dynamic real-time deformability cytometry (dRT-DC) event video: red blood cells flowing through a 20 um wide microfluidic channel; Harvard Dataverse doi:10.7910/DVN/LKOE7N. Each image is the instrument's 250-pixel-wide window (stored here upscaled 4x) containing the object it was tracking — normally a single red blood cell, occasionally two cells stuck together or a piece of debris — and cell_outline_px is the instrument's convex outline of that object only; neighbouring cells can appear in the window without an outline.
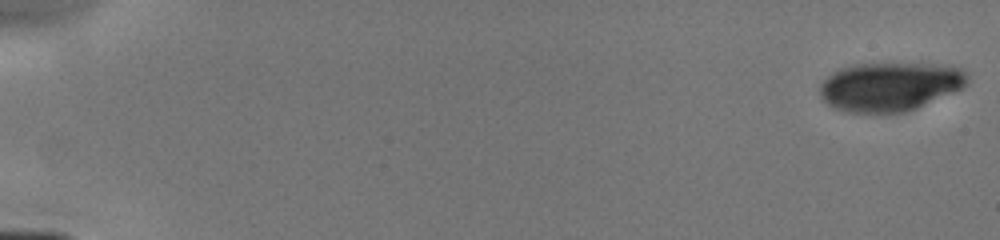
{"species": "human", "species_latin": "Homo sapiens", "temperature_condition": "cold", "stored_images_in_passage": 14, "camera_frame_rate_fps": 3000, "um_per_image_px": 0.085, "donor": {"sex": "male"}, "frame": {"image": 1, "passage_image": 1, "time_ms": 0.0, "image_size_px": [1000, 240], "cell_outline_px": [[968, 84], [964, 88], [916, 108], [904, 112], [844, 112], [832, 108], [820, 96], [820, 84], [832, 72], [840, 68], [852, 64], [948, 64], [960, 68], [968, 72]], "centroid_in_image_um": [75.67, 7.35], "position_along_channel_um": 9.3, "area_um2": 42.25}}
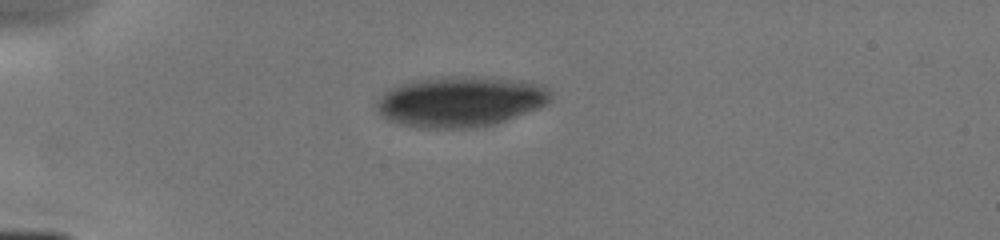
{"frame": {"image": 2, "passage_image": 11, "time_ms": 4.333, "image_size_px": [1000, 240], "cell_outline_px": [[552, 100], [548, 104], [540, 108], [492, 124], [472, 128], [420, 128], [404, 124], [392, 120], [384, 116], [376, 108], [376, 100], [388, 88], [412, 80], [444, 76], [472, 76], [520, 80], [540, 84], [548, 88], [552, 92]], "centroid_in_image_um": [39.16, 8.61], "position_along_channel_um": 45.8, "area_um2": 51.44}}